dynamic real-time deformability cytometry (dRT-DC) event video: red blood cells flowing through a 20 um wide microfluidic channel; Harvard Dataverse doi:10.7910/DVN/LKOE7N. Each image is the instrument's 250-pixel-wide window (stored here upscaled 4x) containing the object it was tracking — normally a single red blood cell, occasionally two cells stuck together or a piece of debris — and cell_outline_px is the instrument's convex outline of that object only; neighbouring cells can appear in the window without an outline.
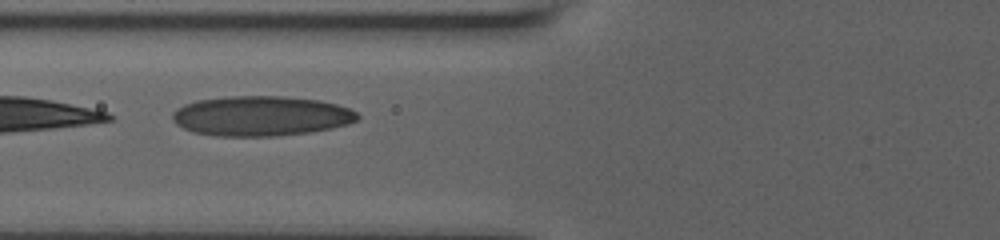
{"species": "human", "species_latin": "Homo sapiens", "temperature_condition": "room temperature", "stored_images_in_passage": 41, "camera_frame_rate_fps": 3000, "um_per_image_px": 0.085, "donor": {"sex": "male"}, "frame": {"image": 1, "passage_image": 12, "time_ms": 1.667, "image_size_px": [1000, 240], "cell_outline_px": [[360, 116], [356, 120], [348, 124], [308, 132], [276, 136], [220, 136], [192, 132], [176, 124], [172, 120], [172, 112], [176, 108], [184, 104], [196, 100], [228, 96], [280, 96], [316, 100], [336, 104], [348, 108], [356, 112]], "centroid_in_image_um": [22.13, 9.85], "position_along_channel_um": 103.7, "area_um2": 42.95}}
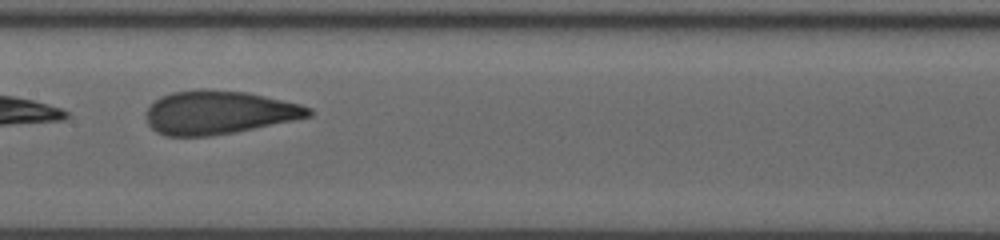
{"frame": {"image": 2, "passage_image": 23, "time_ms": 4.0, "image_size_px": [1000, 240], "cell_outline_px": [[312, 116], [236, 132], [208, 136], [164, 136], [156, 132], [148, 124], [148, 108], [160, 96], [172, 92], [200, 88], [204, 88], [248, 92], [300, 104], [312, 108]], "centroid_in_image_um": [18.6, 9.55], "position_along_channel_um": 188.8, "area_um2": 41.21}}
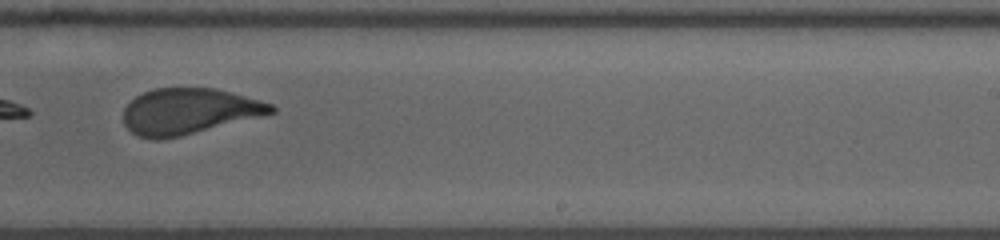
{"frame": {"image": 3, "passage_image": 34, "time_ms": 6.333, "image_size_px": [1000, 240], "cell_outline_px": [[276, 112], [164, 140], [152, 140], [140, 136], [132, 132], [124, 124], [124, 108], [136, 96], [144, 92], [156, 88], [216, 88], [272, 104], [276, 108]], "centroid_in_image_um": [16.02, 9.46], "position_along_channel_um": 273.0, "area_um2": 39.07}}